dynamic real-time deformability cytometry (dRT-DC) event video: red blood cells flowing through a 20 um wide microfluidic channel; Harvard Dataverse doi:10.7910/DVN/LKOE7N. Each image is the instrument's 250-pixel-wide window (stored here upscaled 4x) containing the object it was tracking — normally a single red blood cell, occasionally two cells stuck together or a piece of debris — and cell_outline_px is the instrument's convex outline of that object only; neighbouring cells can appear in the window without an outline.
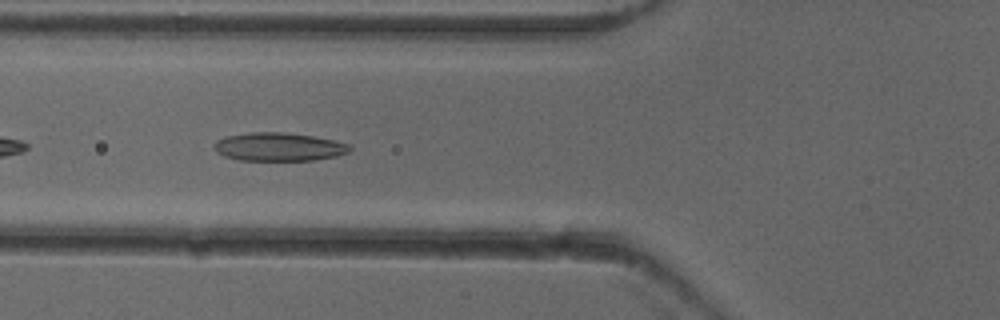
{"species": "common noctule bat (a hibernating species)", "species_latin": "Nyctalus noctula", "temperature_condition": "cold", "stored_images_in_passage": 38, "camera_frame_rate_fps": 3000, "um_per_image_px": 0.085, "animal": {"sex": "female"}, "frame": {"image": 1, "passage_image": 5, "time_ms": 1.333, "image_size_px": [1000, 320], "cell_outline_px": [[352, 148], [348, 152], [336, 156], [312, 160], [240, 160], [224, 156], [216, 152], [212, 148], [216, 140], [224, 136], [252, 132], [284, 132], [312, 136], [336, 140], [352, 144]], "centroid_in_image_um": [23.69, 12.47], "position_along_channel_um": 102.1, "area_um2": 22.6}}
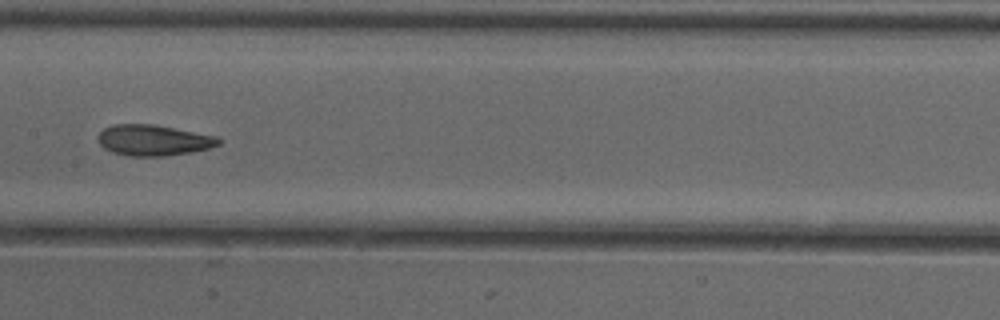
{"frame": {"image": 2, "passage_image": 12, "time_ms": 3.667, "image_size_px": [1000, 320], "cell_outline_px": [[220, 144], [208, 148], [188, 152], [164, 156], [128, 156], [112, 152], [104, 148], [100, 144], [96, 136], [104, 128], [112, 124], [152, 124], [216, 136], [220, 140]], "centroid_in_image_um": [12.98, 11.91], "position_along_channel_um": 194.4, "area_um2": 21.5}}
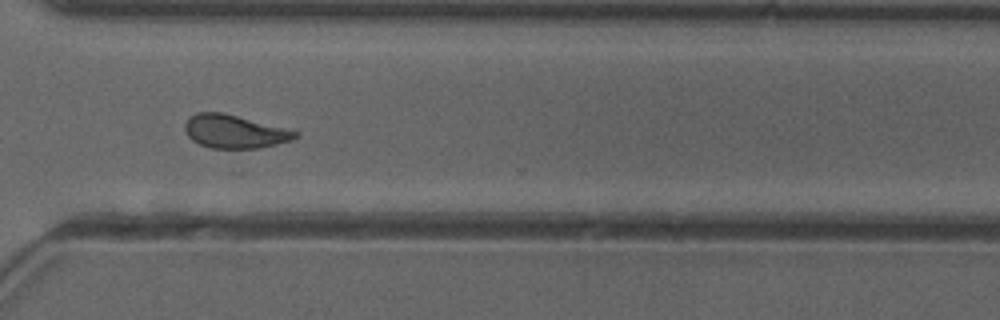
{"frame": {"image": 3, "passage_image": 24, "time_ms": 7.667, "image_size_px": [1000, 320], "cell_outline_px": [[300, 136], [292, 140], [260, 148], [212, 148], [200, 144], [192, 140], [188, 136], [184, 128], [184, 124], [188, 116], [196, 112], [220, 112], [300, 132]], "centroid_in_image_um": [19.91, 11.18], "position_along_channel_um": 350.7, "area_um2": 21.27}, "authors_computed_cell_mechanics": {"area_um2": 21.4727, "velocity_mm_per_s": 3.9252, "shape_relaxation_time_tau1_ms": 6.4671, "shape_relaxation_time_tau2_ms": 2.4045, "deformation_change_tau1": 0.1652, "deformation_change_tau2": 0.0991}}